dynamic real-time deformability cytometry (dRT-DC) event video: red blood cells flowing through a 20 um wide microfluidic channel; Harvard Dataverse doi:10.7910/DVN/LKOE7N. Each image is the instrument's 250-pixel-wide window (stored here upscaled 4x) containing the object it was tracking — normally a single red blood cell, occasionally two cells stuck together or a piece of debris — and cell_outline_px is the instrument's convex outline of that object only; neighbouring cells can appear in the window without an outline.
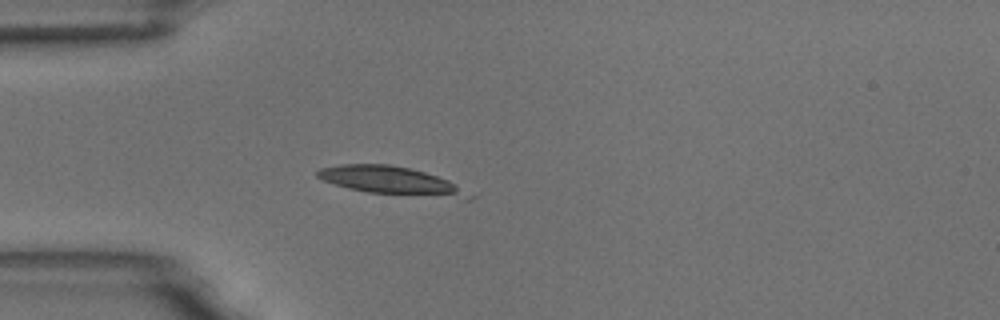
{"species": "common noctule bat (a hibernating species)", "species_latin": "Nyctalus noctula", "temperature_condition": "room temperature", "stored_images_in_passage": 4, "camera_frame_rate_fps": 3000, "um_per_image_px": 0.085, "animal": {"sex": "male", "body_mass_g": 18.8}, "frame": {"image": 1, "passage_image": 3, "time_ms": 2.333, "image_size_px": [1000, 320], "cell_outline_px": [[476, 196], [472, 200], [464, 200], [368, 192], [348, 188], [324, 180], [316, 176], [316, 172], [320, 168], [340, 164], [388, 164], [408, 168], [424, 172], [448, 180], [456, 184]], "centroid_in_image_um": [33.37, 15.39], "position_along_channel_um": 51.6, "area_um2": 24.97}}